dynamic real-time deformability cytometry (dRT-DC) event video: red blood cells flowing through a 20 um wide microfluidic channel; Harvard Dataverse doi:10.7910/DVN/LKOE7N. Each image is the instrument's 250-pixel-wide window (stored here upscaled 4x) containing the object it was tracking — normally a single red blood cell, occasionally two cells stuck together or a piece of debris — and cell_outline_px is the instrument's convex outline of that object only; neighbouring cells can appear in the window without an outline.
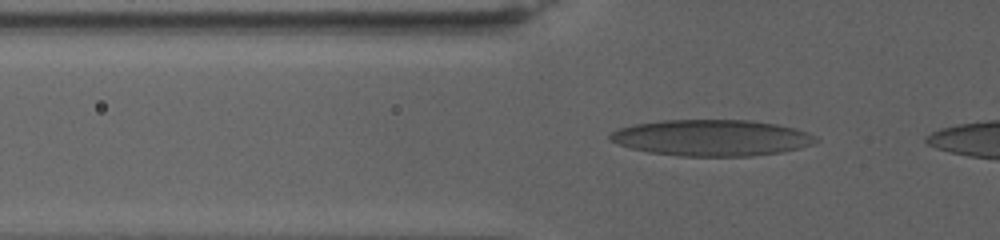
{"species": "human", "species_latin": "Homo sapiens", "temperature_condition": "warm", "stored_images_in_passage": 48, "camera_frame_rate_fps": 3000, "um_per_image_px": 0.085, "donor": {"sex": "female"}, "frame": {"image": 1, "passage_image": 6, "time_ms": 1.667, "image_size_px": [1000, 240], "cell_outline_px": [[820, 140], [812, 144], [800, 148], [784, 152], [752, 156], [680, 156], [648, 152], [632, 148], [608, 140], [608, 136], [616, 128], [636, 124], [660, 120], [748, 120], [776, 124], [792, 128], [816, 136]], "centroid_in_image_um": [60.47, 11.72], "position_along_channel_um": 65.3, "area_um2": 43.47}}
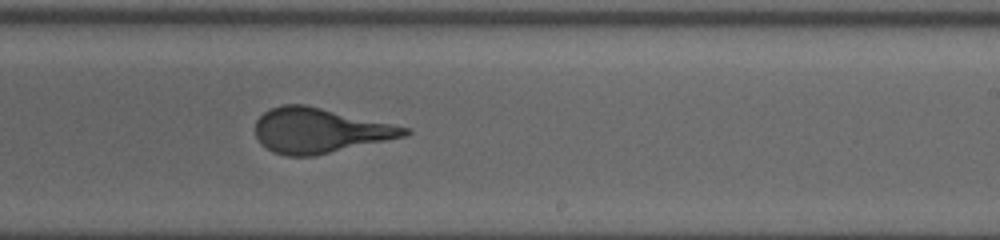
{"frame": {"image": 2, "passage_image": 28, "time_ms": 9.0, "image_size_px": [1000, 240], "cell_outline_px": [[412, 132], [404, 136], [316, 156], [288, 156], [272, 152], [256, 136], [256, 120], [264, 112], [272, 108], [284, 104], [304, 104], [408, 128]], "centroid_in_image_um": [27.13, 11.1], "position_along_channel_um": 261.9, "area_um2": 38.38}}
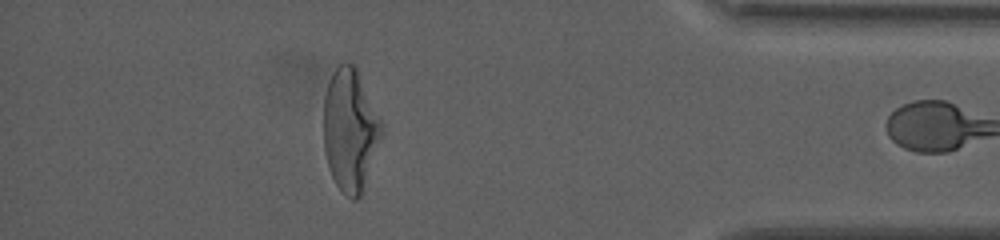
{"frame": {"image": 3, "passage_image": 47, "time_ms": 15.333, "image_size_px": [1000, 240], "cell_outline_px": [[384, 132], [364, 192], [356, 200], [352, 200], [340, 192], [328, 168], [324, 152], [324, 96], [328, 80], [332, 72], [344, 60], [352, 60], [356, 64], [380, 120]], "centroid_in_image_um": [29.77, 11.06], "position_along_channel_um": 405.4, "area_um2": 42.43}}